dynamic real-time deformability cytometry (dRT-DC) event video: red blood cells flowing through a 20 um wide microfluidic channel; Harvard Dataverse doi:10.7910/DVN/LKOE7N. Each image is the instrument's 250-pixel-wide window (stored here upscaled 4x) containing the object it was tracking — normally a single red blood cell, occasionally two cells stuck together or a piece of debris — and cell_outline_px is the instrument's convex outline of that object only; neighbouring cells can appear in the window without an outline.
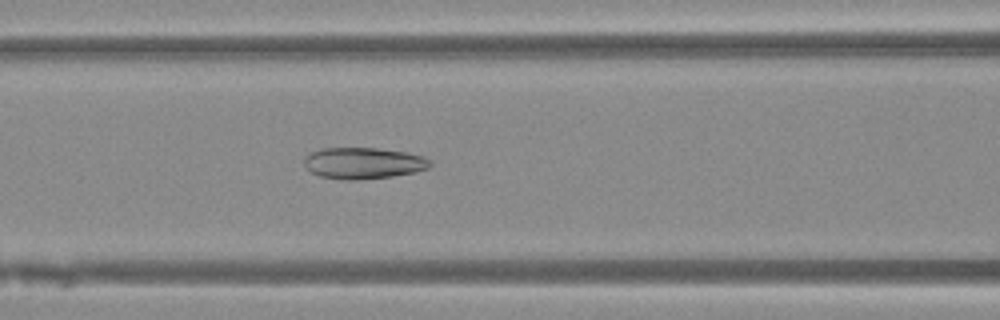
{"species": "Egyptian fruit bat (a non-hibernating species)", "species_latin": "Rousettus aegyptiacus", "temperature_condition": "warm", "stored_images_in_passage": 39, "camera_frame_rate_fps": 3000, "um_per_image_px": 0.085, "animal": {"sex": "female"}, "frame": {"image": 1, "passage_image": 10, "time_ms": 3.0, "image_size_px": [1000, 320], "cell_outline_px": [[432, 164], [428, 168], [416, 172], [392, 176], [360, 180], [344, 180], [320, 176], [312, 172], [304, 164], [304, 156], [308, 152], [324, 148], [376, 148], [404, 152], [420, 156], [428, 160]], "centroid_in_image_um": [30.84, 13.87], "position_along_channel_um": 135.8, "area_um2": 22.95}}
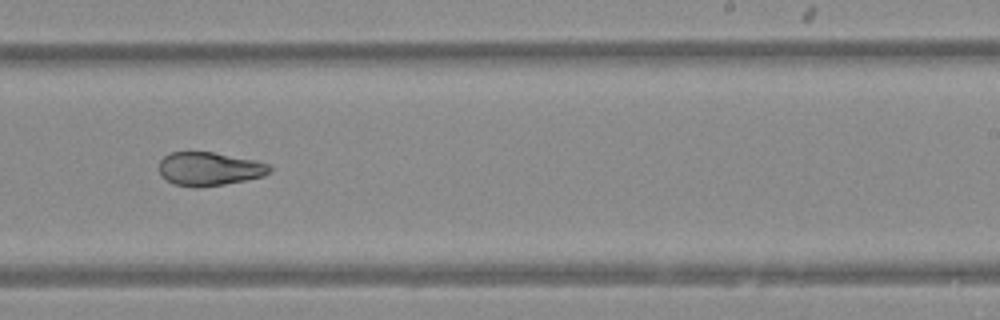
{"frame": {"image": 2, "passage_image": 20, "time_ms": 6.333, "image_size_px": [1000, 320], "cell_outline_px": [[272, 172], [264, 176], [224, 184], [196, 188], [172, 184], [160, 176], [160, 160], [164, 156], [172, 152], [212, 152], [272, 164]], "centroid_in_image_um": [17.79, 14.37], "position_along_channel_um": 271.2, "area_um2": 21.68}}
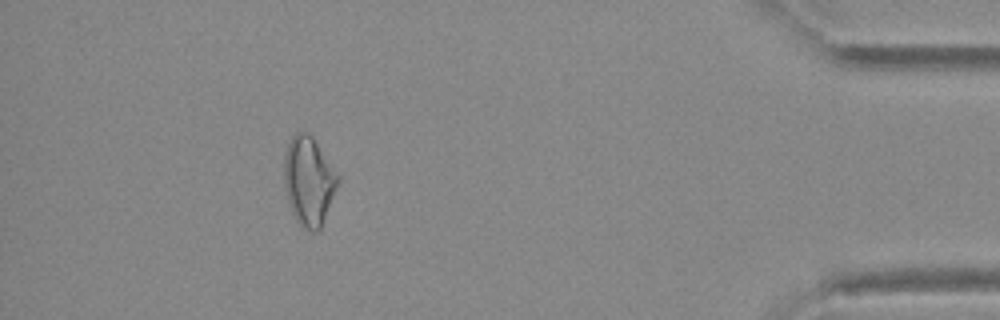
{"frame": {"image": 3, "passage_image": 34, "time_ms": 11.0, "image_size_px": [1000, 320], "cell_outline_px": [[340, 180], [320, 228], [316, 232], [312, 232], [304, 228], [296, 220], [292, 212], [288, 200], [284, 184], [284, 156], [288, 144], [292, 136], [296, 132], [308, 132], [312, 136], [340, 176]], "centroid_in_image_um": [26.24, 15.36], "position_along_channel_um": 409.0, "area_um2": 27.69}}